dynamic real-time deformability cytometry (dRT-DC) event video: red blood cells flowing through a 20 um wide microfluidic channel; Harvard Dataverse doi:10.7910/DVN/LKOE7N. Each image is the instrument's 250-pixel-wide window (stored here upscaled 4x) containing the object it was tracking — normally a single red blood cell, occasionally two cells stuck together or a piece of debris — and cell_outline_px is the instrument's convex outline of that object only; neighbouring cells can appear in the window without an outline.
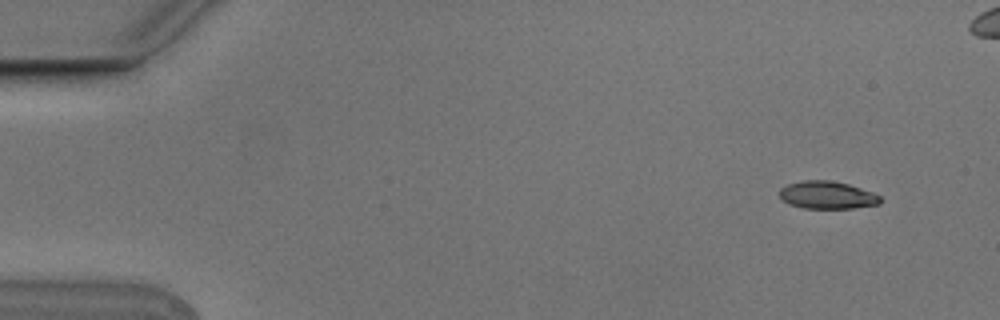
{"species": "Egyptian fruit bat (a non-hibernating species)", "species_latin": "Rousettus aegyptiacus", "temperature_condition": "cold", "stored_images_in_passage": 6, "camera_frame_rate_fps": 3000, "um_per_image_px": 0.085, "animal": {"sex": "male"}, "frame": {"image": 1, "passage_image": 1, "time_ms": 0.0, "image_size_px": [1000, 320], "cell_outline_px": [[880, 204], [852, 208], [804, 208], [788, 204], [780, 200], [780, 188], [788, 184], [804, 180], [828, 180], [848, 184], [872, 192], [880, 196]], "centroid_in_image_um": [70.28, 16.58], "position_along_channel_um": 14.7, "area_um2": 16.18}}